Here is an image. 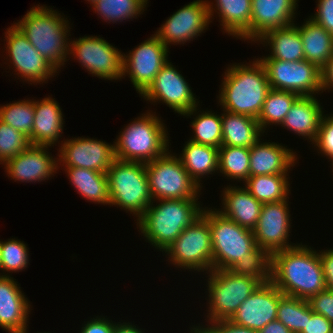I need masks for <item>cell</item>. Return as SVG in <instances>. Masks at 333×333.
I'll return each mask as SVG.
<instances>
[{"instance_id":"bcb514c9","label":"cell","mask_w":333,"mask_h":333,"mask_svg":"<svg viewBox=\"0 0 333 333\" xmlns=\"http://www.w3.org/2000/svg\"><path fill=\"white\" fill-rule=\"evenodd\" d=\"M208 324L210 325H205L207 327L200 326L199 324L198 326L194 325L192 328L201 330L203 333H258V331L253 329L237 325L229 319L214 321Z\"/></svg>"},{"instance_id":"f35d334b","label":"cell","mask_w":333,"mask_h":333,"mask_svg":"<svg viewBox=\"0 0 333 333\" xmlns=\"http://www.w3.org/2000/svg\"><path fill=\"white\" fill-rule=\"evenodd\" d=\"M34 116L33 99H24L0 107V120L23 133L28 138L31 136Z\"/></svg>"},{"instance_id":"44dd1931","label":"cell","mask_w":333,"mask_h":333,"mask_svg":"<svg viewBox=\"0 0 333 333\" xmlns=\"http://www.w3.org/2000/svg\"><path fill=\"white\" fill-rule=\"evenodd\" d=\"M298 0H252L250 40L257 43L265 32L294 23Z\"/></svg>"},{"instance_id":"d6986e66","label":"cell","mask_w":333,"mask_h":333,"mask_svg":"<svg viewBox=\"0 0 333 333\" xmlns=\"http://www.w3.org/2000/svg\"><path fill=\"white\" fill-rule=\"evenodd\" d=\"M283 293L271 282L261 284L229 319L231 322L260 331L277 319L278 305Z\"/></svg>"},{"instance_id":"c3c4849f","label":"cell","mask_w":333,"mask_h":333,"mask_svg":"<svg viewBox=\"0 0 333 333\" xmlns=\"http://www.w3.org/2000/svg\"><path fill=\"white\" fill-rule=\"evenodd\" d=\"M80 330V333H114V323L104 316H96L87 321Z\"/></svg>"},{"instance_id":"7a4b0ae2","label":"cell","mask_w":333,"mask_h":333,"mask_svg":"<svg viewBox=\"0 0 333 333\" xmlns=\"http://www.w3.org/2000/svg\"><path fill=\"white\" fill-rule=\"evenodd\" d=\"M217 98L222 111L257 119L271 89L259 58L249 64H232L224 72Z\"/></svg>"},{"instance_id":"603a6c76","label":"cell","mask_w":333,"mask_h":333,"mask_svg":"<svg viewBox=\"0 0 333 333\" xmlns=\"http://www.w3.org/2000/svg\"><path fill=\"white\" fill-rule=\"evenodd\" d=\"M260 140L250 147L249 176L288 174L297 162V153L280 143Z\"/></svg>"},{"instance_id":"ee69618b","label":"cell","mask_w":333,"mask_h":333,"mask_svg":"<svg viewBox=\"0 0 333 333\" xmlns=\"http://www.w3.org/2000/svg\"><path fill=\"white\" fill-rule=\"evenodd\" d=\"M311 310L333 323V290L325 289L308 299Z\"/></svg>"},{"instance_id":"60d3db41","label":"cell","mask_w":333,"mask_h":333,"mask_svg":"<svg viewBox=\"0 0 333 333\" xmlns=\"http://www.w3.org/2000/svg\"><path fill=\"white\" fill-rule=\"evenodd\" d=\"M277 320L293 333H300L306 323V300L283 294L278 305Z\"/></svg>"},{"instance_id":"f5cc1de1","label":"cell","mask_w":333,"mask_h":333,"mask_svg":"<svg viewBox=\"0 0 333 333\" xmlns=\"http://www.w3.org/2000/svg\"><path fill=\"white\" fill-rule=\"evenodd\" d=\"M114 333H144V331L129 322H114Z\"/></svg>"},{"instance_id":"6f0895ef","label":"cell","mask_w":333,"mask_h":333,"mask_svg":"<svg viewBox=\"0 0 333 333\" xmlns=\"http://www.w3.org/2000/svg\"><path fill=\"white\" fill-rule=\"evenodd\" d=\"M331 333H333V323H332V325H331Z\"/></svg>"},{"instance_id":"e0dca14e","label":"cell","mask_w":333,"mask_h":333,"mask_svg":"<svg viewBox=\"0 0 333 333\" xmlns=\"http://www.w3.org/2000/svg\"><path fill=\"white\" fill-rule=\"evenodd\" d=\"M210 22L208 2L194 0L168 17L155 35L169 48L170 44L193 41L204 33Z\"/></svg>"},{"instance_id":"484cf974","label":"cell","mask_w":333,"mask_h":333,"mask_svg":"<svg viewBox=\"0 0 333 333\" xmlns=\"http://www.w3.org/2000/svg\"><path fill=\"white\" fill-rule=\"evenodd\" d=\"M222 191L223 208L218 211L238 225L253 230L258 222L262 203L243 186H227Z\"/></svg>"},{"instance_id":"d4e9b609","label":"cell","mask_w":333,"mask_h":333,"mask_svg":"<svg viewBox=\"0 0 333 333\" xmlns=\"http://www.w3.org/2000/svg\"><path fill=\"white\" fill-rule=\"evenodd\" d=\"M316 96H299L286 114L281 126L310 140L317 139L323 106Z\"/></svg>"},{"instance_id":"d6a6232c","label":"cell","mask_w":333,"mask_h":333,"mask_svg":"<svg viewBox=\"0 0 333 333\" xmlns=\"http://www.w3.org/2000/svg\"><path fill=\"white\" fill-rule=\"evenodd\" d=\"M287 176L289 174L249 176L244 187L262 204L281 202L288 200L291 193Z\"/></svg>"},{"instance_id":"681fc988","label":"cell","mask_w":333,"mask_h":333,"mask_svg":"<svg viewBox=\"0 0 333 333\" xmlns=\"http://www.w3.org/2000/svg\"><path fill=\"white\" fill-rule=\"evenodd\" d=\"M326 289L333 290V249L319 251Z\"/></svg>"},{"instance_id":"5b68a950","label":"cell","mask_w":333,"mask_h":333,"mask_svg":"<svg viewBox=\"0 0 333 333\" xmlns=\"http://www.w3.org/2000/svg\"><path fill=\"white\" fill-rule=\"evenodd\" d=\"M165 125L159 116L148 111L135 118L114 142L116 159L146 164L163 156L170 143Z\"/></svg>"},{"instance_id":"b9f144b4","label":"cell","mask_w":333,"mask_h":333,"mask_svg":"<svg viewBox=\"0 0 333 333\" xmlns=\"http://www.w3.org/2000/svg\"><path fill=\"white\" fill-rule=\"evenodd\" d=\"M30 145L27 136L0 120V164L17 156Z\"/></svg>"},{"instance_id":"db71d44e","label":"cell","mask_w":333,"mask_h":333,"mask_svg":"<svg viewBox=\"0 0 333 333\" xmlns=\"http://www.w3.org/2000/svg\"><path fill=\"white\" fill-rule=\"evenodd\" d=\"M27 329H28V328L25 327L22 331H20V332H18V333H29ZM38 333H39V332H38ZM40 333H50V332H40Z\"/></svg>"},{"instance_id":"11a10c76","label":"cell","mask_w":333,"mask_h":333,"mask_svg":"<svg viewBox=\"0 0 333 333\" xmlns=\"http://www.w3.org/2000/svg\"><path fill=\"white\" fill-rule=\"evenodd\" d=\"M190 330H191L190 333H203L201 330H197V329H194L192 327H191Z\"/></svg>"},{"instance_id":"f1b7e54d","label":"cell","mask_w":333,"mask_h":333,"mask_svg":"<svg viewBox=\"0 0 333 333\" xmlns=\"http://www.w3.org/2000/svg\"><path fill=\"white\" fill-rule=\"evenodd\" d=\"M222 119V146L252 147L264 134L257 119L224 111Z\"/></svg>"},{"instance_id":"52a82bcc","label":"cell","mask_w":333,"mask_h":333,"mask_svg":"<svg viewBox=\"0 0 333 333\" xmlns=\"http://www.w3.org/2000/svg\"><path fill=\"white\" fill-rule=\"evenodd\" d=\"M202 215L211 232L212 270H228L257 246L253 230L238 225L217 209L205 207Z\"/></svg>"},{"instance_id":"9c48e42d","label":"cell","mask_w":333,"mask_h":333,"mask_svg":"<svg viewBox=\"0 0 333 333\" xmlns=\"http://www.w3.org/2000/svg\"><path fill=\"white\" fill-rule=\"evenodd\" d=\"M145 166L153 201L199 199L201 188L190 178L177 155L171 154V150Z\"/></svg>"},{"instance_id":"816d5d0a","label":"cell","mask_w":333,"mask_h":333,"mask_svg":"<svg viewBox=\"0 0 333 333\" xmlns=\"http://www.w3.org/2000/svg\"><path fill=\"white\" fill-rule=\"evenodd\" d=\"M258 333H293L279 320L269 322Z\"/></svg>"},{"instance_id":"f907efd6","label":"cell","mask_w":333,"mask_h":333,"mask_svg":"<svg viewBox=\"0 0 333 333\" xmlns=\"http://www.w3.org/2000/svg\"><path fill=\"white\" fill-rule=\"evenodd\" d=\"M333 88V56L321 68V90L326 92Z\"/></svg>"},{"instance_id":"8d00e7d4","label":"cell","mask_w":333,"mask_h":333,"mask_svg":"<svg viewBox=\"0 0 333 333\" xmlns=\"http://www.w3.org/2000/svg\"><path fill=\"white\" fill-rule=\"evenodd\" d=\"M148 0H98L92 5L95 13L105 22H122L137 18L145 11Z\"/></svg>"},{"instance_id":"9f6ffc18","label":"cell","mask_w":333,"mask_h":333,"mask_svg":"<svg viewBox=\"0 0 333 333\" xmlns=\"http://www.w3.org/2000/svg\"><path fill=\"white\" fill-rule=\"evenodd\" d=\"M87 1H88V2L90 1L89 3H90V5H91V4H93L94 2H96V1H98V0H87Z\"/></svg>"},{"instance_id":"5bb4252c","label":"cell","mask_w":333,"mask_h":333,"mask_svg":"<svg viewBox=\"0 0 333 333\" xmlns=\"http://www.w3.org/2000/svg\"><path fill=\"white\" fill-rule=\"evenodd\" d=\"M169 48L154 34L137 45L129 54L123 53V76L130 78L141 95L153 82L160 69L169 61Z\"/></svg>"},{"instance_id":"30bf717a","label":"cell","mask_w":333,"mask_h":333,"mask_svg":"<svg viewBox=\"0 0 333 333\" xmlns=\"http://www.w3.org/2000/svg\"><path fill=\"white\" fill-rule=\"evenodd\" d=\"M164 252L175 267L210 272L212 243L208 220L203 215L198 217Z\"/></svg>"},{"instance_id":"8fae6325","label":"cell","mask_w":333,"mask_h":333,"mask_svg":"<svg viewBox=\"0 0 333 333\" xmlns=\"http://www.w3.org/2000/svg\"><path fill=\"white\" fill-rule=\"evenodd\" d=\"M69 55L74 56L92 76L104 80L123 77V53L103 37L84 36L71 40Z\"/></svg>"},{"instance_id":"6da1fadb","label":"cell","mask_w":333,"mask_h":333,"mask_svg":"<svg viewBox=\"0 0 333 333\" xmlns=\"http://www.w3.org/2000/svg\"><path fill=\"white\" fill-rule=\"evenodd\" d=\"M283 294L308 300L326 289L319 252L297 243L272 254L271 280Z\"/></svg>"},{"instance_id":"3957f363","label":"cell","mask_w":333,"mask_h":333,"mask_svg":"<svg viewBox=\"0 0 333 333\" xmlns=\"http://www.w3.org/2000/svg\"><path fill=\"white\" fill-rule=\"evenodd\" d=\"M66 19L51 7L34 5L21 20H17L18 23H14L57 71L69 60L70 26Z\"/></svg>"},{"instance_id":"1f68e13d","label":"cell","mask_w":333,"mask_h":333,"mask_svg":"<svg viewBox=\"0 0 333 333\" xmlns=\"http://www.w3.org/2000/svg\"><path fill=\"white\" fill-rule=\"evenodd\" d=\"M71 185L88 201L109 205L107 174L77 167L64 168Z\"/></svg>"},{"instance_id":"2e32d148","label":"cell","mask_w":333,"mask_h":333,"mask_svg":"<svg viewBox=\"0 0 333 333\" xmlns=\"http://www.w3.org/2000/svg\"><path fill=\"white\" fill-rule=\"evenodd\" d=\"M61 143L57 160L58 165L63 168L77 167L106 173L109 166L116 160L114 144H108L102 140L74 137L63 140Z\"/></svg>"},{"instance_id":"cb8c5ba5","label":"cell","mask_w":333,"mask_h":333,"mask_svg":"<svg viewBox=\"0 0 333 333\" xmlns=\"http://www.w3.org/2000/svg\"><path fill=\"white\" fill-rule=\"evenodd\" d=\"M34 122L31 136L28 138L31 145L53 146L60 142L63 133V114L55 98L45 97L34 101ZM59 140V141H58Z\"/></svg>"},{"instance_id":"277c9868","label":"cell","mask_w":333,"mask_h":333,"mask_svg":"<svg viewBox=\"0 0 333 333\" xmlns=\"http://www.w3.org/2000/svg\"><path fill=\"white\" fill-rule=\"evenodd\" d=\"M198 199H161L147 208L137 220V228L151 245L165 251L195 220L204 207ZM154 205V206H153Z\"/></svg>"},{"instance_id":"4fadbf2b","label":"cell","mask_w":333,"mask_h":333,"mask_svg":"<svg viewBox=\"0 0 333 333\" xmlns=\"http://www.w3.org/2000/svg\"><path fill=\"white\" fill-rule=\"evenodd\" d=\"M181 72L168 61L158 72L153 82L141 94L146 101L156 103L162 101L181 116H196L199 101L194 96L190 85Z\"/></svg>"},{"instance_id":"4dcf8cb0","label":"cell","mask_w":333,"mask_h":333,"mask_svg":"<svg viewBox=\"0 0 333 333\" xmlns=\"http://www.w3.org/2000/svg\"><path fill=\"white\" fill-rule=\"evenodd\" d=\"M299 29L305 60L320 69L333 56V36L322 26L307 18Z\"/></svg>"},{"instance_id":"74e56055","label":"cell","mask_w":333,"mask_h":333,"mask_svg":"<svg viewBox=\"0 0 333 333\" xmlns=\"http://www.w3.org/2000/svg\"><path fill=\"white\" fill-rule=\"evenodd\" d=\"M191 121L194 135L189 139L198 144L220 148L222 146V119L212 111H200Z\"/></svg>"},{"instance_id":"7c38bea8","label":"cell","mask_w":333,"mask_h":333,"mask_svg":"<svg viewBox=\"0 0 333 333\" xmlns=\"http://www.w3.org/2000/svg\"><path fill=\"white\" fill-rule=\"evenodd\" d=\"M259 60L264 65L271 89L290 91L299 96H316V93H322L321 69L316 64L305 59L293 62Z\"/></svg>"},{"instance_id":"ba28073f","label":"cell","mask_w":333,"mask_h":333,"mask_svg":"<svg viewBox=\"0 0 333 333\" xmlns=\"http://www.w3.org/2000/svg\"><path fill=\"white\" fill-rule=\"evenodd\" d=\"M207 274L208 323L230 319L238 307L261 285L254 278L237 275L229 270L215 269Z\"/></svg>"},{"instance_id":"7bdbcfd3","label":"cell","mask_w":333,"mask_h":333,"mask_svg":"<svg viewBox=\"0 0 333 333\" xmlns=\"http://www.w3.org/2000/svg\"><path fill=\"white\" fill-rule=\"evenodd\" d=\"M318 153H322L327 159H330L333 167V114L323 115L319 125L318 137L313 142Z\"/></svg>"},{"instance_id":"ac0fdd59","label":"cell","mask_w":333,"mask_h":333,"mask_svg":"<svg viewBox=\"0 0 333 333\" xmlns=\"http://www.w3.org/2000/svg\"><path fill=\"white\" fill-rule=\"evenodd\" d=\"M288 201L263 204L257 225L253 229L257 246L266 249L271 255L297 246L288 242L292 221Z\"/></svg>"},{"instance_id":"ffe728a7","label":"cell","mask_w":333,"mask_h":333,"mask_svg":"<svg viewBox=\"0 0 333 333\" xmlns=\"http://www.w3.org/2000/svg\"><path fill=\"white\" fill-rule=\"evenodd\" d=\"M51 146L30 145L17 156L10 158L3 165L7 176L20 182H41L57 173L58 159L47 150Z\"/></svg>"},{"instance_id":"7dc6e473","label":"cell","mask_w":333,"mask_h":333,"mask_svg":"<svg viewBox=\"0 0 333 333\" xmlns=\"http://www.w3.org/2000/svg\"><path fill=\"white\" fill-rule=\"evenodd\" d=\"M317 11L310 19L322 26L333 36V0H317Z\"/></svg>"},{"instance_id":"836d02e7","label":"cell","mask_w":333,"mask_h":333,"mask_svg":"<svg viewBox=\"0 0 333 333\" xmlns=\"http://www.w3.org/2000/svg\"><path fill=\"white\" fill-rule=\"evenodd\" d=\"M298 97L294 92L270 89L257 118L261 130L265 132L273 124L281 125Z\"/></svg>"},{"instance_id":"f546056e","label":"cell","mask_w":333,"mask_h":333,"mask_svg":"<svg viewBox=\"0 0 333 333\" xmlns=\"http://www.w3.org/2000/svg\"><path fill=\"white\" fill-rule=\"evenodd\" d=\"M178 158L190 178L202 188L201 179L218 171L219 148L188 140Z\"/></svg>"},{"instance_id":"f6af8a7d","label":"cell","mask_w":333,"mask_h":333,"mask_svg":"<svg viewBox=\"0 0 333 333\" xmlns=\"http://www.w3.org/2000/svg\"><path fill=\"white\" fill-rule=\"evenodd\" d=\"M332 323L323 315L311 310L306 300V323L300 333H331Z\"/></svg>"},{"instance_id":"83f0119b","label":"cell","mask_w":333,"mask_h":333,"mask_svg":"<svg viewBox=\"0 0 333 333\" xmlns=\"http://www.w3.org/2000/svg\"><path fill=\"white\" fill-rule=\"evenodd\" d=\"M256 41L270 47V55L260 59H278L286 62L305 59L303 43L295 23L268 30Z\"/></svg>"},{"instance_id":"7402d4cb","label":"cell","mask_w":333,"mask_h":333,"mask_svg":"<svg viewBox=\"0 0 333 333\" xmlns=\"http://www.w3.org/2000/svg\"><path fill=\"white\" fill-rule=\"evenodd\" d=\"M13 277L0 273V327L18 333L28 326L30 301Z\"/></svg>"},{"instance_id":"8992f818","label":"cell","mask_w":333,"mask_h":333,"mask_svg":"<svg viewBox=\"0 0 333 333\" xmlns=\"http://www.w3.org/2000/svg\"><path fill=\"white\" fill-rule=\"evenodd\" d=\"M110 206L133 213L138 220L152 203L145 163L116 159L107 172Z\"/></svg>"},{"instance_id":"d590c367","label":"cell","mask_w":333,"mask_h":333,"mask_svg":"<svg viewBox=\"0 0 333 333\" xmlns=\"http://www.w3.org/2000/svg\"><path fill=\"white\" fill-rule=\"evenodd\" d=\"M271 264L272 255L266 249L256 246L245 259L237 261L228 270L265 284L271 280Z\"/></svg>"},{"instance_id":"ab89813d","label":"cell","mask_w":333,"mask_h":333,"mask_svg":"<svg viewBox=\"0 0 333 333\" xmlns=\"http://www.w3.org/2000/svg\"><path fill=\"white\" fill-rule=\"evenodd\" d=\"M28 264L29 250L27 244L15 238L0 241V270L7 272V274L3 272V276H9L8 272L22 271L28 267Z\"/></svg>"},{"instance_id":"4316f807","label":"cell","mask_w":333,"mask_h":333,"mask_svg":"<svg viewBox=\"0 0 333 333\" xmlns=\"http://www.w3.org/2000/svg\"><path fill=\"white\" fill-rule=\"evenodd\" d=\"M215 4L207 0L210 21L214 18V11L220 17L223 32L238 39L250 40V19L252 0H214ZM216 8V9H215ZM218 10V11H217Z\"/></svg>"},{"instance_id":"e575fe53","label":"cell","mask_w":333,"mask_h":333,"mask_svg":"<svg viewBox=\"0 0 333 333\" xmlns=\"http://www.w3.org/2000/svg\"><path fill=\"white\" fill-rule=\"evenodd\" d=\"M250 148L221 146L219 148L218 172L227 178L243 183L249 177Z\"/></svg>"},{"instance_id":"9a60e30c","label":"cell","mask_w":333,"mask_h":333,"mask_svg":"<svg viewBox=\"0 0 333 333\" xmlns=\"http://www.w3.org/2000/svg\"><path fill=\"white\" fill-rule=\"evenodd\" d=\"M9 27L5 32V50L11 67L14 66V71L17 72L16 75L24 78V82L36 85L46 83L48 78L54 77L58 73L57 70L43 58L15 25Z\"/></svg>"}]
</instances>
